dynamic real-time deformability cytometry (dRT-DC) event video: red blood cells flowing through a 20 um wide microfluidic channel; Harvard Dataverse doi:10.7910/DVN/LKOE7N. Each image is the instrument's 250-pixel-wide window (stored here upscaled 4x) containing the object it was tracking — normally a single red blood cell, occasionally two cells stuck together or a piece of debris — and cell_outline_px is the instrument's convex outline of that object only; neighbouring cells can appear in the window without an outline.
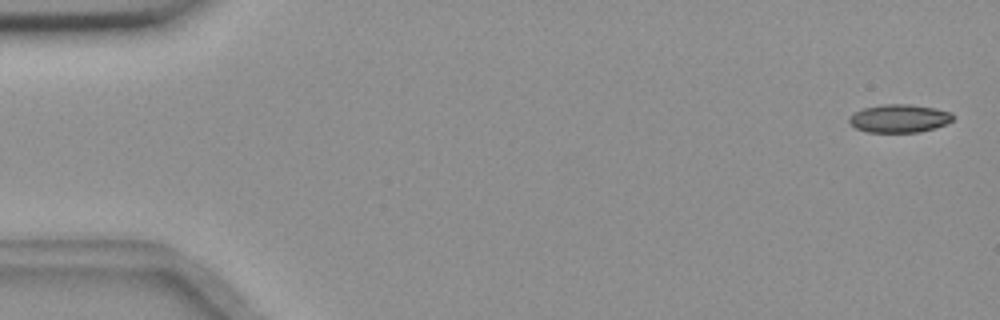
{"species": "common noctule bat (a hibernating species)", "species_latin": "Nyctalus noctula", "temperature_condition": "room temperature", "stored_images_in_passage": 56, "camera_frame_rate_fps": 3000, "um_per_image_px": 0.085, "animal": {"sex": "female", "body_mass_g": 18.4}, "frame": {"image": 1, "passage_image": 2, "time_ms": 0.333, "image_size_px": [1000, 320], "cell_outline_px": [[956, 116], [952, 120], [936, 128], [920, 132], [868, 132], [856, 128], [848, 120], [848, 116], [864, 108], [880, 104], [912, 104], [936, 108], [952, 112]], "centroid_in_image_um": [76.47, 10.05], "position_along_channel_um": 8.5, "area_um2": 17.17}}
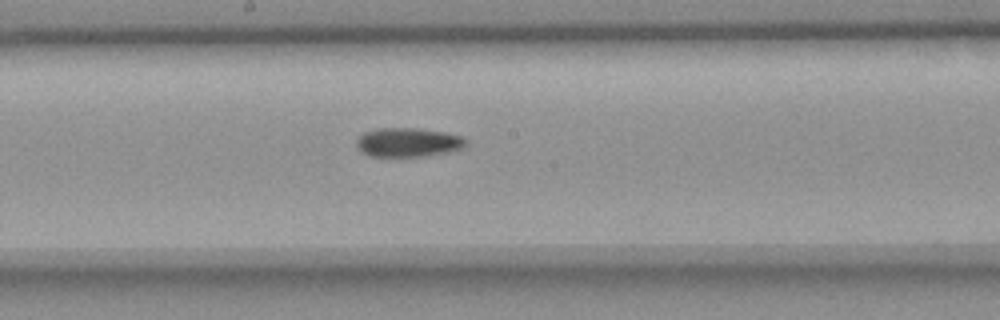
{"frame": {"image": 2, "passage_image": 30, "time_ms": 9.667, "image_size_px": [1000, 320], "cell_outline_px": [[468, 140], [460, 148], [444, 152], [420, 156], [368, 156], [356, 148], [356, 140], [364, 132], [376, 128], [416, 128], [444, 132], [460, 136]], "centroid_in_image_um": [34.6, 12.09], "position_along_channel_um": 213.6, "area_um2": 18.26}}
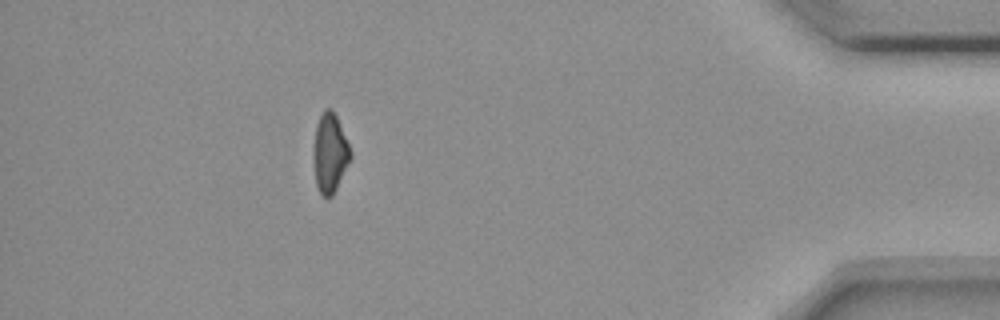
{"frame": {"image": 3, "passage_image": 50, "time_ms": 16.333, "image_size_px": [1000, 320], "cell_outline_px": [[352, 156], [332, 196], [328, 200], [320, 192], [316, 184], [312, 152], [316, 124], [324, 108], [332, 108], [336, 116], [352, 152]], "centroid_in_image_um": [28.02, 13.0], "position_along_channel_um": 407.2, "area_um2": 17.11}, "authors_computed_cell_mechanics": {"area_um2": 17.8602, "velocity_mm_per_s": 3.6805, "shape_relaxation_time_tau1_ms": null, "shape_relaxation_time_tau2_ms": 9.6587, "deformation_change_tau1": null, "deformation_change_tau2": 0.1764}}